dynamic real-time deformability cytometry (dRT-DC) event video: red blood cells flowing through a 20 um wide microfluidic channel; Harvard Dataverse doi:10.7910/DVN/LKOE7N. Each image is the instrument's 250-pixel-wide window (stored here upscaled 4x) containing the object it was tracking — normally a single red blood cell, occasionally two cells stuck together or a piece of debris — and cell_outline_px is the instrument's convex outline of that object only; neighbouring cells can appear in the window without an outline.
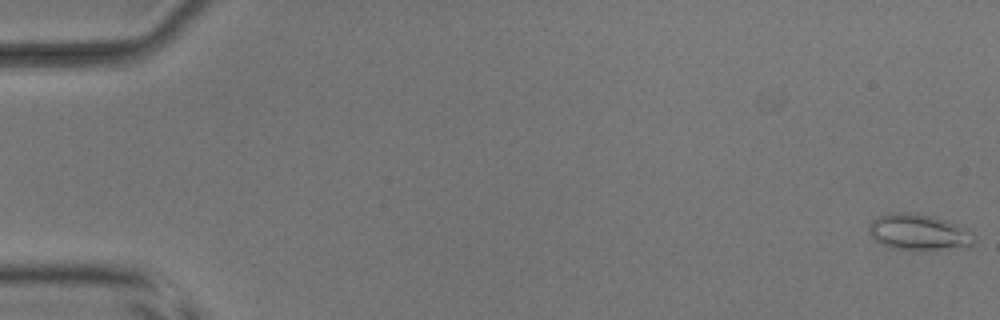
{"species": "common noctule bat (a hibernating species)", "species_latin": "Nyctalus noctula", "temperature_condition": "room temperature", "stored_images_in_passage": 18, "camera_frame_rate_fps": 3000, "um_per_image_px": 0.085, "animal": {"sex": "male", "body_mass_g": 17.9, "forearm_length_mm": 54.2}, "frame": {"image": 1, "passage_image": 1, "time_ms": 0.0, "image_size_px": [1000, 320], "cell_outline_px": [[976, 240], [972, 248], [936, 252], [924, 252], [888, 248], [876, 240], [868, 232], [868, 224], [872, 220], [888, 212], [916, 212], [932, 216], [956, 224], [972, 232], [976, 236]], "centroid_in_image_um": [78.17, 19.8], "position_along_channel_um": 6.8, "area_um2": 23.47}}